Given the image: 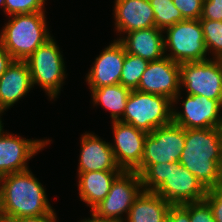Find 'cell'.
Returning a JSON list of instances; mask_svg holds the SVG:
<instances>
[{
  "label": "cell",
  "instance_id": "cell-22",
  "mask_svg": "<svg viewBox=\"0 0 222 222\" xmlns=\"http://www.w3.org/2000/svg\"><path fill=\"white\" fill-rule=\"evenodd\" d=\"M91 93L94 106L101 103L110 111L112 121H120L123 118L127 99L131 93L129 88L115 84L93 89Z\"/></svg>",
  "mask_w": 222,
  "mask_h": 222
},
{
  "label": "cell",
  "instance_id": "cell-17",
  "mask_svg": "<svg viewBox=\"0 0 222 222\" xmlns=\"http://www.w3.org/2000/svg\"><path fill=\"white\" fill-rule=\"evenodd\" d=\"M78 172L122 170L116 163L111 143L92 133L81 138Z\"/></svg>",
  "mask_w": 222,
  "mask_h": 222
},
{
  "label": "cell",
  "instance_id": "cell-3",
  "mask_svg": "<svg viewBox=\"0 0 222 222\" xmlns=\"http://www.w3.org/2000/svg\"><path fill=\"white\" fill-rule=\"evenodd\" d=\"M207 189L221 187L222 128L185 129L179 160Z\"/></svg>",
  "mask_w": 222,
  "mask_h": 222
},
{
  "label": "cell",
  "instance_id": "cell-27",
  "mask_svg": "<svg viewBox=\"0 0 222 222\" xmlns=\"http://www.w3.org/2000/svg\"><path fill=\"white\" fill-rule=\"evenodd\" d=\"M204 0H173L184 19H200Z\"/></svg>",
  "mask_w": 222,
  "mask_h": 222
},
{
  "label": "cell",
  "instance_id": "cell-23",
  "mask_svg": "<svg viewBox=\"0 0 222 222\" xmlns=\"http://www.w3.org/2000/svg\"><path fill=\"white\" fill-rule=\"evenodd\" d=\"M149 64L148 60L142 59L140 56L126 53L123 69L120 78V84L130 90H136L142 74L145 72Z\"/></svg>",
  "mask_w": 222,
  "mask_h": 222
},
{
  "label": "cell",
  "instance_id": "cell-21",
  "mask_svg": "<svg viewBox=\"0 0 222 222\" xmlns=\"http://www.w3.org/2000/svg\"><path fill=\"white\" fill-rule=\"evenodd\" d=\"M170 206V203L155 192L142 190L124 222H166Z\"/></svg>",
  "mask_w": 222,
  "mask_h": 222
},
{
  "label": "cell",
  "instance_id": "cell-8",
  "mask_svg": "<svg viewBox=\"0 0 222 222\" xmlns=\"http://www.w3.org/2000/svg\"><path fill=\"white\" fill-rule=\"evenodd\" d=\"M180 87L187 95L217 100L222 105V60L208 59L180 64Z\"/></svg>",
  "mask_w": 222,
  "mask_h": 222
},
{
  "label": "cell",
  "instance_id": "cell-15",
  "mask_svg": "<svg viewBox=\"0 0 222 222\" xmlns=\"http://www.w3.org/2000/svg\"><path fill=\"white\" fill-rule=\"evenodd\" d=\"M124 59L125 48L118 39L102 50L86 76L90 91L103 86L120 84Z\"/></svg>",
  "mask_w": 222,
  "mask_h": 222
},
{
  "label": "cell",
  "instance_id": "cell-9",
  "mask_svg": "<svg viewBox=\"0 0 222 222\" xmlns=\"http://www.w3.org/2000/svg\"><path fill=\"white\" fill-rule=\"evenodd\" d=\"M143 190L140 175L136 171H122L113 181L105 199L92 210L97 217L124 222L134 200Z\"/></svg>",
  "mask_w": 222,
  "mask_h": 222
},
{
  "label": "cell",
  "instance_id": "cell-12",
  "mask_svg": "<svg viewBox=\"0 0 222 222\" xmlns=\"http://www.w3.org/2000/svg\"><path fill=\"white\" fill-rule=\"evenodd\" d=\"M182 107L183 112L172 107V122L184 129L222 128V105L217 100L187 95Z\"/></svg>",
  "mask_w": 222,
  "mask_h": 222
},
{
  "label": "cell",
  "instance_id": "cell-19",
  "mask_svg": "<svg viewBox=\"0 0 222 222\" xmlns=\"http://www.w3.org/2000/svg\"><path fill=\"white\" fill-rule=\"evenodd\" d=\"M163 31L151 27L126 33L119 37L126 53L140 56L149 62L159 60L165 56Z\"/></svg>",
  "mask_w": 222,
  "mask_h": 222
},
{
  "label": "cell",
  "instance_id": "cell-7",
  "mask_svg": "<svg viewBox=\"0 0 222 222\" xmlns=\"http://www.w3.org/2000/svg\"><path fill=\"white\" fill-rule=\"evenodd\" d=\"M54 40L49 39L26 60L33 87L40 85L51 100L58 96L67 76L63 55Z\"/></svg>",
  "mask_w": 222,
  "mask_h": 222
},
{
  "label": "cell",
  "instance_id": "cell-14",
  "mask_svg": "<svg viewBox=\"0 0 222 222\" xmlns=\"http://www.w3.org/2000/svg\"><path fill=\"white\" fill-rule=\"evenodd\" d=\"M112 124L115 144L111 143V148L115 161L122 170L134 171L141 164L148 134L120 121Z\"/></svg>",
  "mask_w": 222,
  "mask_h": 222
},
{
  "label": "cell",
  "instance_id": "cell-34",
  "mask_svg": "<svg viewBox=\"0 0 222 222\" xmlns=\"http://www.w3.org/2000/svg\"><path fill=\"white\" fill-rule=\"evenodd\" d=\"M91 213H92L90 215V216H92L91 219L90 218L84 219L81 222H116V221H112V220H107V219L99 218L93 212H91Z\"/></svg>",
  "mask_w": 222,
  "mask_h": 222
},
{
  "label": "cell",
  "instance_id": "cell-13",
  "mask_svg": "<svg viewBox=\"0 0 222 222\" xmlns=\"http://www.w3.org/2000/svg\"><path fill=\"white\" fill-rule=\"evenodd\" d=\"M50 142V140H29L13 134H0V177L28 170L27 161Z\"/></svg>",
  "mask_w": 222,
  "mask_h": 222
},
{
  "label": "cell",
  "instance_id": "cell-25",
  "mask_svg": "<svg viewBox=\"0 0 222 222\" xmlns=\"http://www.w3.org/2000/svg\"><path fill=\"white\" fill-rule=\"evenodd\" d=\"M199 20L202 26L207 51H212L214 59L222 60V21L209 19Z\"/></svg>",
  "mask_w": 222,
  "mask_h": 222
},
{
  "label": "cell",
  "instance_id": "cell-16",
  "mask_svg": "<svg viewBox=\"0 0 222 222\" xmlns=\"http://www.w3.org/2000/svg\"><path fill=\"white\" fill-rule=\"evenodd\" d=\"M114 5L115 28L118 33L155 27L149 0H115Z\"/></svg>",
  "mask_w": 222,
  "mask_h": 222
},
{
  "label": "cell",
  "instance_id": "cell-36",
  "mask_svg": "<svg viewBox=\"0 0 222 222\" xmlns=\"http://www.w3.org/2000/svg\"><path fill=\"white\" fill-rule=\"evenodd\" d=\"M0 5L3 6V11L5 13V0H0Z\"/></svg>",
  "mask_w": 222,
  "mask_h": 222
},
{
  "label": "cell",
  "instance_id": "cell-28",
  "mask_svg": "<svg viewBox=\"0 0 222 222\" xmlns=\"http://www.w3.org/2000/svg\"><path fill=\"white\" fill-rule=\"evenodd\" d=\"M190 222H215L211 208L205 200L190 203Z\"/></svg>",
  "mask_w": 222,
  "mask_h": 222
},
{
  "label": "cell",
  "instance_id": "cell-2",
  "mask_svg": "<svg viewBox=\"0 0 222 222\" xmlns=\"http://www.w3.org/2000/svg\"><path fill=\"white\" fill-rule=\"evenodd\" d=\"M0 222L54 211L46 191L28 169L0 177Z\"/></svg>",
  "mask_w": 222,
  "mask_h": 222
},
{
  "label": "cell",
  "instance_id": "cell-32",
  "mask_svg": "<svg viewBox=\"0 0 222 222\" xmlns=\"http://www.w3.org/2000/svg\"><path fill=\"white\" fill-rule=\"evenodd\" d=\"M56 213L52 211L47 215L28 216L7 220L6 222H57Z\"/></svg>",
  "mask_w": 222,
  "mask_h": 222
},
{
  "label": "cell",
  "instance_id": "cell-5",
  "mask_svg": "<svg viewBox=\"0 0 222 222\" xmlns=\"http://www.w3.org/2000/svg\"><path fill=\"white\" fill-rule=\"evenodd\" d=\"M172 100L167 97L131 90L120 122L150 134L172 122Z\"/></svg>",
  "mask_w": 222,
  "mask_h": 222
},
{
  "label": "cell",
  "instance_id": "cell-33",
  "mask_svg": "<svg viewBox=\"0 0 222 222\" xmlns=\"http://www.w3.org/2000/svg\"><path fill=\"white\" fill-rule=\"evenodd\" d=\"M12 62L13 58L0 44V78Z\"/></svg>",
  "mask_w": 222,
  "mask_h": 222
},
{
  "label": "cell",
  "instance_id": "cell-11",
  "mask_svg": "<svg viewBox=\"0 0 222 222\" xmlns=\"http://www.w3.org/2000/svg\"><path fill=\"white\" fill-rule=\"evenodd\" d=\"M180 79V64L164 56L149 62L136 90L167 97L174 106L181 97Z\"/></svg>",
  "mask_w": 222,
  "mask_h": 222
},
{
  "label": "cell",
  "instance_id": "cell-20",
  "mask_svg": "<svg viewBox=\"0 0 222 222\" xmlns=\"http://www.w3.org/2000/svg\"><path fill=\"white\" fill-rule=\"evenodd\" d=\"M123 170H105L78 172L79 197L80 200L90 206L91 210L102 200L110 191L111 184Z\"/></svg>",
  "mask_w": 222,
  "mask_h": 222
},
{
  "label": "cell",
  "instance_id": "cell-26",
  "mask_svg": "<svg viewBox=\"0 0 222 222\" xmlns=\"http://www.w3.org/2000/svg\"><path fill=\"white\" fill-rule=\"evenodd\" d=\"M45 0H5L7 15L45 12Z\"/></svg>",
  "mask_w": 222,
  "mask_h": 222
},
{
  "label": "cell",
  "instance_id": "cell-4",
  "mask_svg": "<svg viewBox=\"0 0 222 222\" xmlns=\"http://www.w3.org/2000/svg\"><path fill=\"white\" fill-rule=\"evenodd\" d=\"M45 12L10 15L0 33V44L13 60L26 61L41 45L51 39Z\"/></svg>",
  "mask_w": 222,
  "mask_h": 222
},
{
  "label": "cell",
  "instance_id": "cell-35",
  "mask_svg": "<svg viewBox=\"0 0 222 222\" xmlns=\"http://www.w3.org/2000/svg\"><path fill=\"white\" fill-rule=\"evenodd\" d=\"M1 114L2 113H0V134L3 132V124H2Z\"/></svg>",
  "mask_w": 222,
  "mask_h": 222
},
{
  "label": "cell",
  "instance_id": "cell-31",
  "mask_svg": "<svg viewBox=\"0 0 222 222\" xmlns=\"http://www.w3.org/2000/svg\"><path fill=\"white\" fill-rule=\"evenodd\" d=\"M166 222H190V203L171 205Z\"/></svg>",
  "mask_w": 222,
  "mask_h": 222
},
{
  "label": "cell",
  "instance_id": "cell-18",
  "mask_svg": "<svg viewBox=\"0 0 222 222\" xmlns=\"http://www.w3.org/2000/svg\"><path fill=\"white\" fill-rule=\"evenodd\" d=\"M32 87L26 61L13 60L0 78V113L18 102Z\"/></svg>",
  "mask_w": 222,
  "mask_h": 222
},
{
  "label": "cell",
  "instance_id": "cell-10",
  "mask_svg": "<svg viewBox=\"0 0 222 222\" xmlns=\"http://www.w3.org/2000/svg\"><path fill=\"white\" fill-rule=\"evenodd\" d=\"M185 145V129L173 122L147 135L139 166L179 161Z\"/></svg>",
  "mask_w": 222,
  "mask_h": 222
},
{
  "label": "cell",
  "instance_id": "cell-1",
  "mask_svg": "<svg viewBox=\"0 0 222 222\" xmlns=\"http://www.w3.org/2000/svg\"><path fill=\"white\" fill-rule=\"evenodd\" d=\"M144 191H152L171 205L204 200L207 189L179 161L138 166Z\"/></svg>",
  "mask_w": 222,
  "mask_h": 222
},
{
  "label": "cell",
  "instance_id": "cell-6",
  "mask_svg": "<svg viewBox=\"0 0 222 222\" xmlns=\"http://www.w3.org/2000/svg\"><path fill=\"white\" fill-rule=\"evenodd\" d=\"M165 56L179 64L208 60L202 26L199 19H185L165 29Z\"/></svg>",
  "mask_w": 222,
  "mask_h": 222
},
{
  "label": "cell",
  "instance_id": "cell-30",
  "mask_svg": "<svg viewBox=\"0 0 222 222\" xmlns=\"http://www.w3.org/2000/svg\"><path fill=\"white\" fill-rule=\"evenodd\" d=\"M200 19L222 21V0H204Z\"/></svg>",
  "mask_w": 222,
  "mask_h": 222
},
{
  "label": "cell",
  "instance_id": "cell-24",
  "mask_svg": "<svg viewBox=\"0 0 222 222\" xmlns=\"http://www.w3.org/2000/svg\"><path fill=\"white\" fill-rule=\"evenodd\" d=\"M153 8L155 27L164 31L177 22L184 21L173 0H149Z\"/></svg>",
  "mask_w": 222,
  "mask_h": 222
},
{
  "label": "cell",
  "instance_id": "cell-29",
  "mask_svg": "<svg viewBox=\"0 0 222 222\" xmlns=\"http://www.w3.org/2000/svg\"><path fill=\"white\" fill-rule=\"evenodd\" d=\"M204 200L209 204L215 222H222V187L207 190Z\"/></svg>",
  "mask_w": 222,
  "mask_h": 222
},
{
  "label": "cell",
  "instance_id": "cell-37",
  "mask_svg": "<svg viewBox=\"0 0 222 222\" xmlns=\"http://www.w3.org/2000/svg\"><path fill=\"white\" fill-rule=\"evenodd\" d=\"M220 178H221V187H222V162H221V165H220Z\"/></svg>",
  "mask_w": 222,
  "mask_h": 222
}]
</instances>
